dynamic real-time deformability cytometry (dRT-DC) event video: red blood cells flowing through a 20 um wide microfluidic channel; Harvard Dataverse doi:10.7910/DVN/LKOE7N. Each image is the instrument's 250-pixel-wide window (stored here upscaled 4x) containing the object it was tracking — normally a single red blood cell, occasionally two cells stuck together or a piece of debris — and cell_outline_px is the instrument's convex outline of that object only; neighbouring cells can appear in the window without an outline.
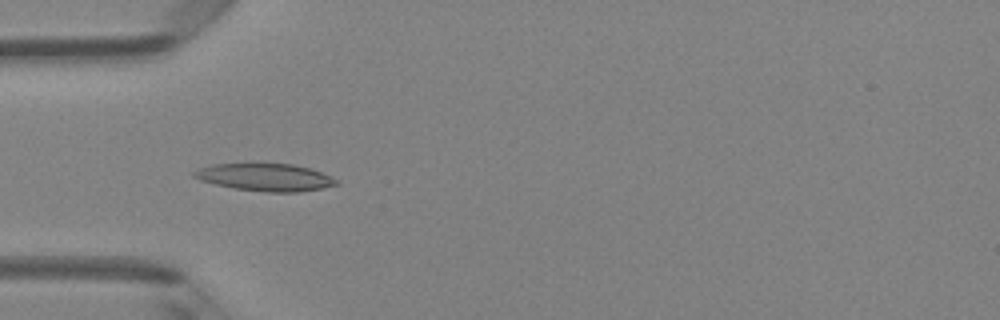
{"species": "Egyptian fruit bat (a non-hibernating species)", "species_latin": "Rousettus aegyptiacus", "temperature_condition": "room temperature", "stored_images_in_passage": 50, "camera_frame_rate_fps": 3000, "um_per_image_px": 0.085, "animal": {"sex": "female"}, "frame": {"image": 1, "passage_image": 16, "time_ms": 5.0, "image_size_px": [1000, 320], "cell_outline_px": [[340, 184], [300, 192], [268, 192], [232, 188], [200, 180], [192, 176], [192, 172], [200, 168], [212, 164], [292, 164], [308, 168], [332, 176], [340, 180]], "centroid_in_image_um": [22.56, 15.07], "position_along_channel_um": 62.4, "area_um2": 22.66}}
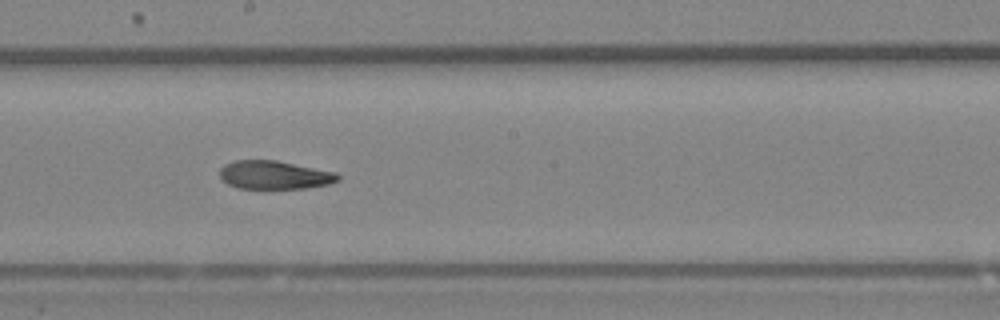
{"frame": {"image": 2, "passage_image": 28, "time_ms": 9.0, "image_size_px": [1000, 320], "cell_outline_px": [[340, 180], [328, 184], [304, 188], [236, 188], [220, 180], [220, 168], [224, 164], [236, 160], [276, 160], [336, 172], [340, 176]], "centroid_in_image_um": [23.3, 14.87], "position_along_channel_um": 224.9, "area_um2": 19.59}}
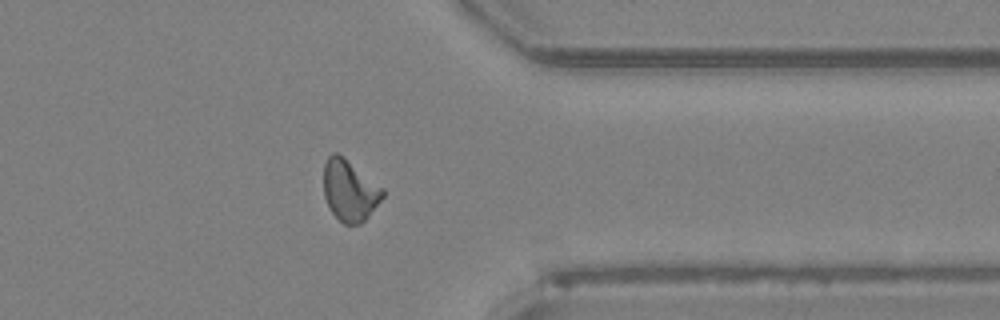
{"frame": {"image": 3, "passage_image": 40, "time_ms": 13.0, "image_size_px": [1000, 320], "cell_outline_px": [[384, 196], [368, 216], [360, 224], [344, 224], [328, 208], [324, 196], [324, 164], [328, 156], [332, 152], [336, 152], [344, 156], [384, 188]], "centroid_in_image_um": [29.71, 16.16], "position_along_channel_um": 381.7, "area_um2": 21.15}, "authors_computed_cell_mechanics": {"area_um2": 20.9525, "velocity_mm_per_s": 4.1131, "shape_relaxation_time_tau1_ms": null, "shape_relaxation_time_tau2_ms": 4.0292, "deformation_change_tau1": null, "deformation_change_tau2": 0.1105}}